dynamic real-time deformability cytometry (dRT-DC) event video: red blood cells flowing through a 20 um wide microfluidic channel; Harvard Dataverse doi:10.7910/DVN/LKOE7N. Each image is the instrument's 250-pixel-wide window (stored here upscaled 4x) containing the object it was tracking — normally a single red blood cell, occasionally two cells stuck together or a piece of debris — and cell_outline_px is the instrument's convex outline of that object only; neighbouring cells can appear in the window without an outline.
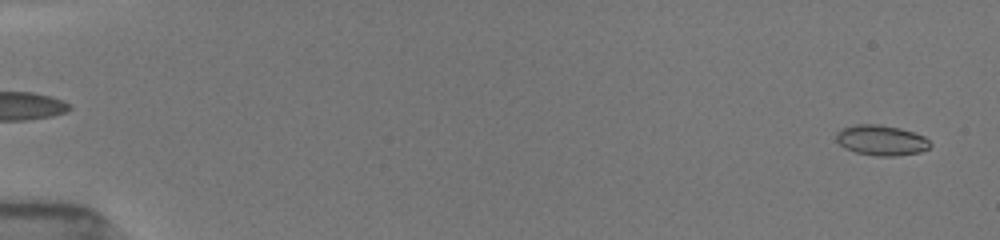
{"species": "common noctule bat (a hibernating species)", "species_latin": "Nyctalus noctula", "temperature_condition": "room temperature", "stored_images_in_passage": 16, "camera_frame_rate_fps": 3000, "um_per_image_px": 0.085, "animal": {"sex": "female", "body_mass_g": 19.5, "forearm_length_mm": 54.1}, "frame": {"image": 1, "passage_image": 1, "time_ms": 0.0, "image_size_px": [1000, 240], "cell_outline_px": [[932, 144], [928, 148], [920, 152], [896, 156], [876, 156], [856, 152], [844, 148], [836, 140], [836, 132], [840, 128], [856, 124], [880, 124], [900, 128], [924, 136]], "centroid_in_image_um": [74.88, 11.91], "position_along_channel_um": 10.1, "area_um2": 16.7}}
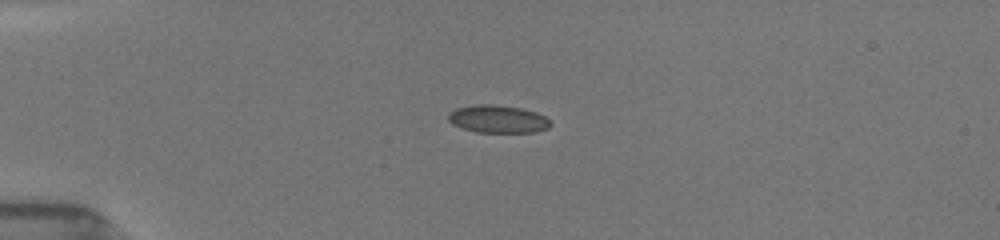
{"frame": {"image": 2, "passage_image": 10, "time_ms": 3.0, "image_size_px": [1000, 240], "cell_outline_px": [[552, 124], [548, 128], [536, 132], [476, 132], [460, 128], [452, 124], [448, 120], [448, 112], [456, 108], [472, 104], [492, 104], [520, 108], [536, 112], [544, 116]], "centroid_in_image_um": [42.27, 10.11], "position_along_channel_um": 42.7, "area_um2": 16.65}}
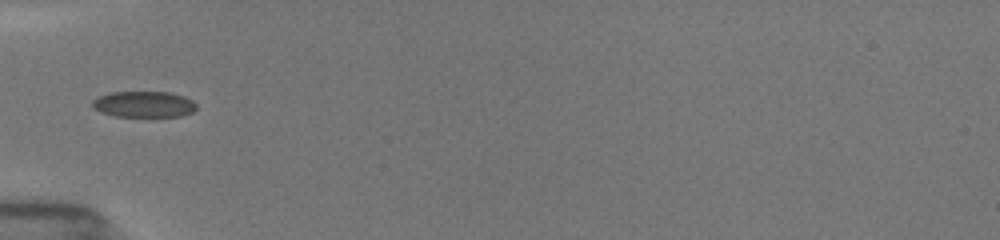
{"frame": {"image": 3, "passage_image": 14, "time_ms": 4.333, "image_size_px": [1000, 240], "cell_outline_px": [[196, 108], [192, 112], [180, 116], [116, 116], [100, 112], [92, 108], [92, 100], [96, 96], [108, 92], [172, 92], [184, 96], [192, 100], [196, 104]], "centroid_in_image_um": [12.18, 8.85], "position_along_channel_um": 72.8, "area_um2": 15.95}}